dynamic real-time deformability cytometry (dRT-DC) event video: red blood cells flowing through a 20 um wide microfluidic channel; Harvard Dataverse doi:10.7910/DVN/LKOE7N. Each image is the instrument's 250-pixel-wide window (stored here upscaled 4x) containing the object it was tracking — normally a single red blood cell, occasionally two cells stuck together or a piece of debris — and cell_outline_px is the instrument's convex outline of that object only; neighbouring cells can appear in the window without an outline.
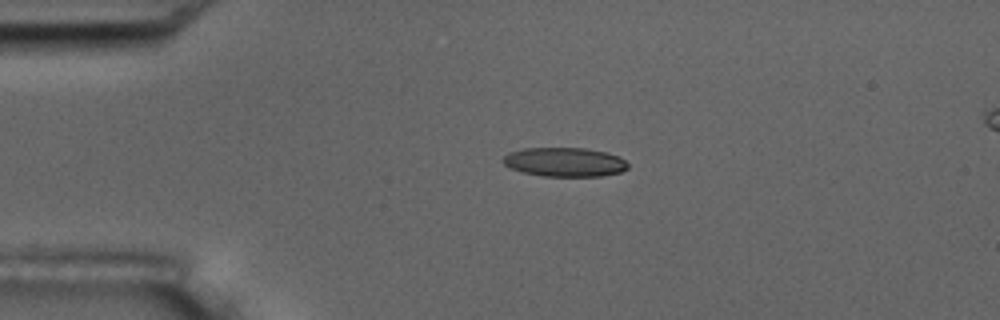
{"species": "common noctule bat (a hibernating species)", "species_latin": "Nyctalus noctula", "temperature_condition": "room temperature", "stored_images_in_passage": 3, "camera_frame_rate_fps": 3000, "um_per_image_px": 0.085, "animal": {"sex": "male", "body_mass_g": 17.5, "forearm_length_mm": 52.3}, "frame": {"image": 1, "passage_image": 2, "time_ms": 2.0, "image_size_px": [1000, 320], "cell_outline_px": [[628, 168], [620, 172], [600, 176], [540, 176], [524, 172], [512, 168], [504, 164], [500, 160], [508, 152], [524, 148], [584, 148], [608, 152], [620, 156], [628, 164]], "centroid_in_image_um": [47.99, 13.77], "position_along_channel_um": 37.0, "area_um2": 21.27}}